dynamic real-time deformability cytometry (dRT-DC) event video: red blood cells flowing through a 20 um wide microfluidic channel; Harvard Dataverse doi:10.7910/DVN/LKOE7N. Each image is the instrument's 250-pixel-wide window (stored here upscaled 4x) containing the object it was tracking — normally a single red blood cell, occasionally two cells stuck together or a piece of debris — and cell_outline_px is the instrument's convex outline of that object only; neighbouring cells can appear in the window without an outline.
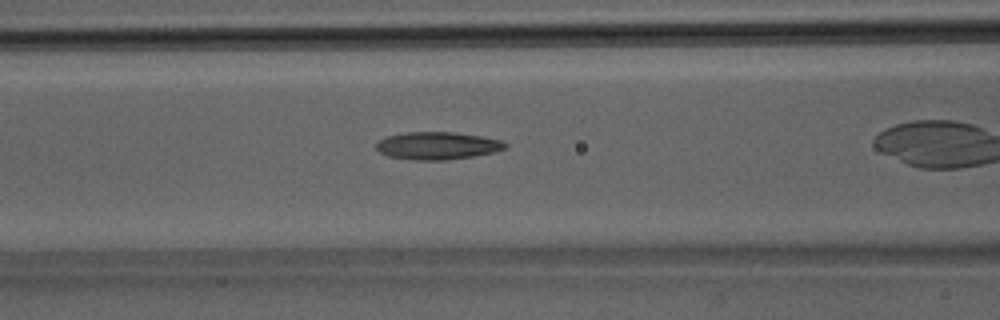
{"species": "Egyptian fruit bat (a non-hibernating species)", "species_latin": "Rousettus aegyptiacus", "temperature_condition": "room temperature", "stored_images_in_passage": 15, "camera_frame_rate_fps": 3000, "um_per_image_px": 0.085, "animal": {"sex": "male"}, "frame": {"image": 1, "passage_image": 11, "time_ms": 3.333, "image_size_px": [1000, 320], "cell_outline_px": [[508, 144], [504, 148], [496, 152], [472, 156], [444, 160], [412, 160], [388, 156], [380, 152], [376, 148], [376, 144], [380, 140], [388, 136], [404, 132], [452, 132], [480, 136], [500, 140]], "centroid_in_image_um": [37.16, 12.38], "position_along_channel_um": 129.4, "area_um2": 20.58}}